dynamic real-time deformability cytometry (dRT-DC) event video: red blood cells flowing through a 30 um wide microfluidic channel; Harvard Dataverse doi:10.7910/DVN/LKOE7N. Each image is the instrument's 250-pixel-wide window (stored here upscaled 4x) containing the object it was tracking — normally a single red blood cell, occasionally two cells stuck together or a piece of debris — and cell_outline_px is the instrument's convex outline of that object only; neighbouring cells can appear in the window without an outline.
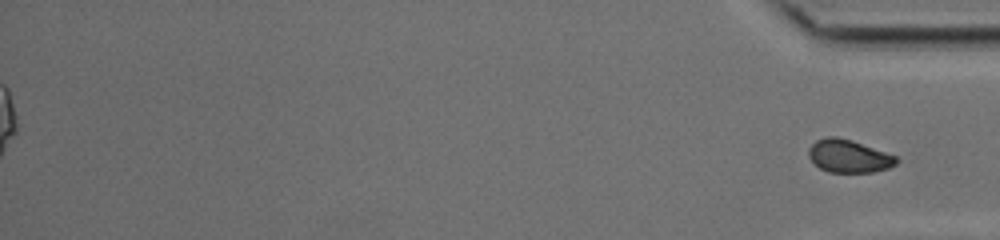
{"species": "common noctule bat (a hibernating species)", "species_latin": "Nyctalus noctula", "temperature_condition": "cold", "stored_images_in_passage": 37, "segment_of_instrument_passage": [2, 2], "camera_frame_rate_fps": 3000, "um_per_image_px": 0.085, "animal": {"sex": "female", "body_mass_g": 17.0, "forearm_length_mm": 48.0}, "frame": {"image": 1, "passage_image": 37, "time_ms": 12.0, "image_size_px": [1000, 240], "cell_outline_px": [[900, 160], [896, 164], [888, 168], [872, 172], [828, 172], [820, 168], [808, 156], [808, 148], [816, 140], [824, 136], [836, 136], [852, 140], [896, 156]], "centroid_in_image_um": [72.13, 13.26], "position_along_channel_um": 363.1, "area_um2": 16.82}}